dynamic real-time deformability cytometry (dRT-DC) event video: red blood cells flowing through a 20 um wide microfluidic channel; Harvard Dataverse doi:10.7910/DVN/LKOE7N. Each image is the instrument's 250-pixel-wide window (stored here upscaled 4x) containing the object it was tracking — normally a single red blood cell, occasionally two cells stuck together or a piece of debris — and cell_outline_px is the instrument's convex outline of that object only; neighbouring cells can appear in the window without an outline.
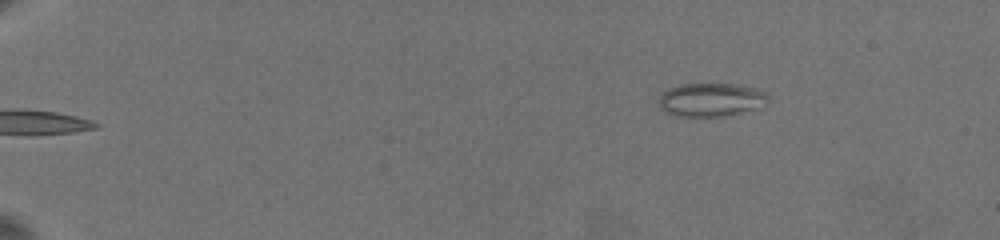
{"species": "common noctule bat (a hibernating species)", "species_latin": "Nyctalus noctula", "temperature_condition": "warm", "stored_images_in_passage": 41, "camera_frame_rate_fps": 3000, "um_per_image_px": 0.085, "animal": {"sex": "female", "body_mass_g": 19.5, "forearm_length_mm": 54.1}, "frame": {"image": 1, "passage_image": 1, "time_ms": 0.0, "image_size_px": [1000, 240], "cell_outline_px": [[768, 100], [764, 108], [724, 116], [676, 116], [664, 112], [660, 108], [660, 96], [668, 88], [680, 84], [736, 84], [756, 88], [764, 92], [768, 96]], "centroid_in_image_um": [60.48, 8.49], "position_along_channel_um": 24.5, "area_um2": 21.56}}
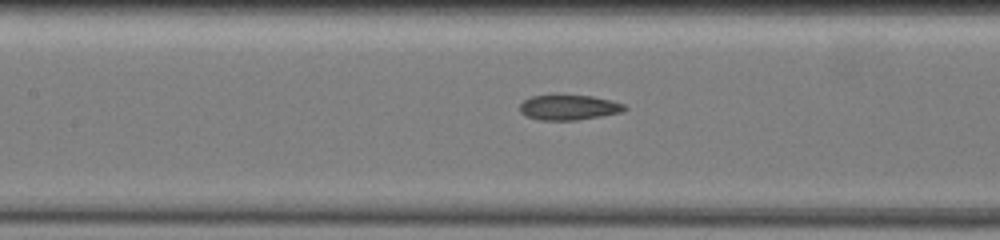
{"frame": {"image": 2, "passage_image": 19, "time_ms": 7.667, "image_size_px": [1000, 240], "cell_outline_px": [[628, 108], [624, 112], [576, 120], [540, 120], [524, 116], [520, 112], [520, 104], [524, 100], [532, 96], [592, 96], [624, 104]], "centroid_in_image_um": [48.34, 9.15], "position_along_channel_um": 159.1, "area_um2": 15.14}}
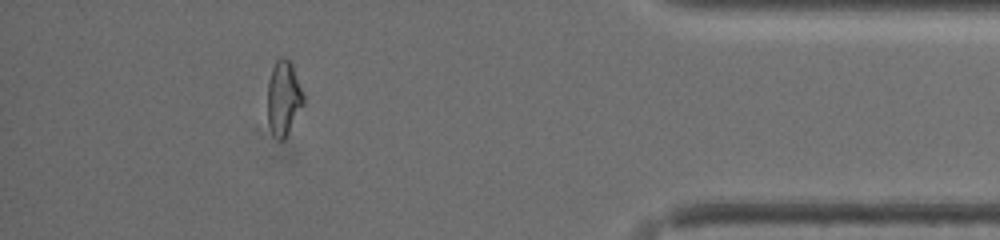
{"frame": {"image": 3, "passage_image": 35, "time_ms": 15.667, "image_size_px": [1000, 240], "cell_outline_px": [[304, 104], [284, 140], [280, 140], [272, 132], [268, 124], [268, 80], [272, 68], [276, 60], [284, 56], [292, 64], [304, 92]], "centroid_in_image_um": [24.12, 8.31], "position_along_channel_um": 411.1, "area_um2": 15.66}, "authors_computed_cell_mechanics": {"area_um2": 16.0684, "velocity_mm_per_s": 3.582, "shape_relaxation_time_tau1_ms": 11.0192, "shape_relaxation_time_tau2_ms": 1.9862, "deformation_change_tau1": 0.241, "deformation_change_tau2": 0.08}}